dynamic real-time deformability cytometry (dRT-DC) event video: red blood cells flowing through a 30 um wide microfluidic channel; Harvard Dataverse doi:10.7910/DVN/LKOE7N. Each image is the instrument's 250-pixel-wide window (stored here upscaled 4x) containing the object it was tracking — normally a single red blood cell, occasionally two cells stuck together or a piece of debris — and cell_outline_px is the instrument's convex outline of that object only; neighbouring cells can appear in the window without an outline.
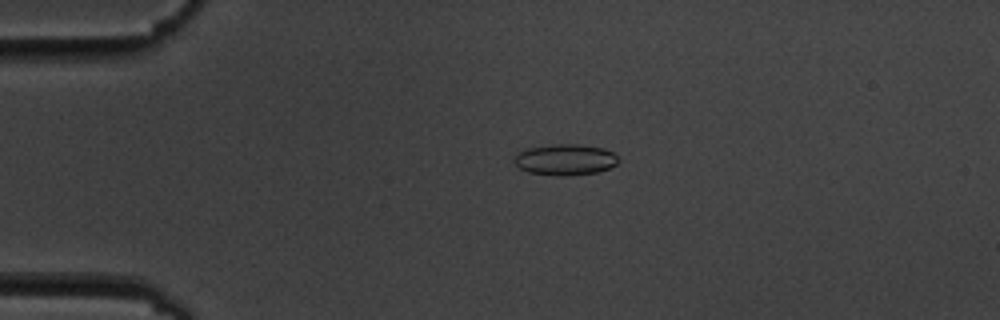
{"species": "common noctule bat (a hibernating species)", "species_latin": "Nyctalus noctula", "temperature_condition": "cold", "stored_images_in_passage": 5, "camera_frame_rate_fps": 3000, "um_per_image_px": 0.085, "animal": {"sex": "male", "body_mass_g": 19.5, "forearm_length_mm": 54.6}, "frame": {"image": 1, "passage_image": 4, "time_ms": 3.333, "image_size_px": [1000, 320], "cell_outline_px": [[620, 160], [616, 164], [608, 168], [596, 172], [568, 176], [560, 176], [528, 172], [520, 168], [512, 160], [512, 156], [528, 148], [552, 144], [580, 144], [604, 148], [612, 152]], "centroid_in_image_um": [48.03, 13.56], "position_along_channel_um": 37.0, "area_um2": 18.9}}